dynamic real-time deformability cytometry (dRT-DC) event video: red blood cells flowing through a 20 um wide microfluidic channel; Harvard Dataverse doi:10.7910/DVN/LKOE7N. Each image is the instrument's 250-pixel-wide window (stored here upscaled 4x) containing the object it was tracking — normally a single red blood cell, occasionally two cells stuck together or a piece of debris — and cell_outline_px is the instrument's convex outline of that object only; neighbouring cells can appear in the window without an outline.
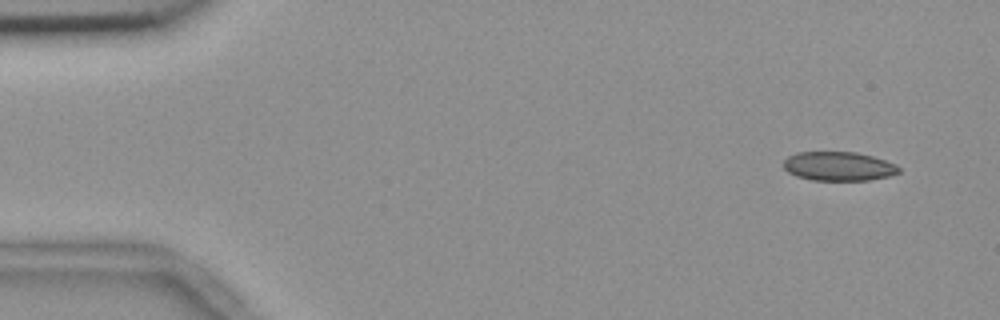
{"species": "common noctule bat (a hibernating species)", "species_latin": "Nyctalus noctula", "temperature_condition": "room temperature", "stored_images_in_passage": 7, "camera_frame_rate_fps": 3000, "um_per_image_px": 0.085, "animal": {"sex": "female", "body_mass_g": 18.4}, "frame": {"image": 1, "passage_image": 1, "time_ms": 0.0, "image_size_px": [1000, 320], "cell_outline_px": [[900, 172], [888, 176], [868, 180], [812, 180], [796, 176], [788, 172], [784, 168], [784, 160], [788, 156], [796, 152], [856, 152], [872, 156], [896, 164], [900, 168]], "centroid_in_image_um": [71.27, 14.13], "position_along_channel_um": 13.7, "area_um2": 19.48}}
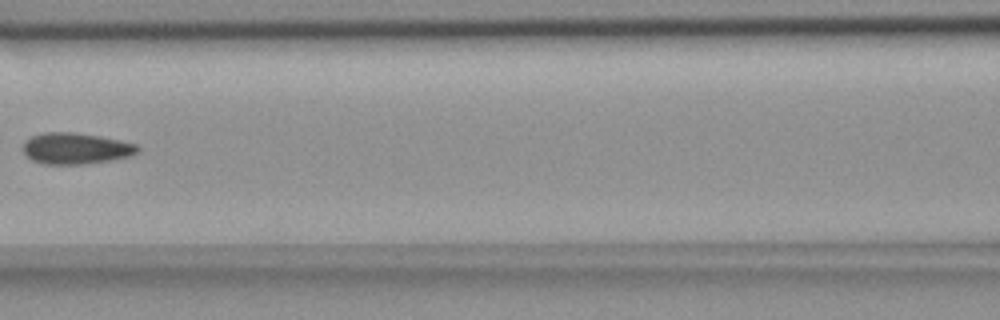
{"frame": {"image": 2, "passage_image": 6, "time_ms": 1.667, "image_size_px": [1000, 320], "cell_outline_px": [[140, 148], [132, 156], [112, 160], [84, 164], [44, 164], [32, 160], [24, 152], [24, 140], [32, 136], [44, 132], [72, 132], [100, 136], [136, 144]], "centroid_in_image_um": [6.44, 12.62], "position_along_channel_um": 160.2, "area_um2": 20.81}}
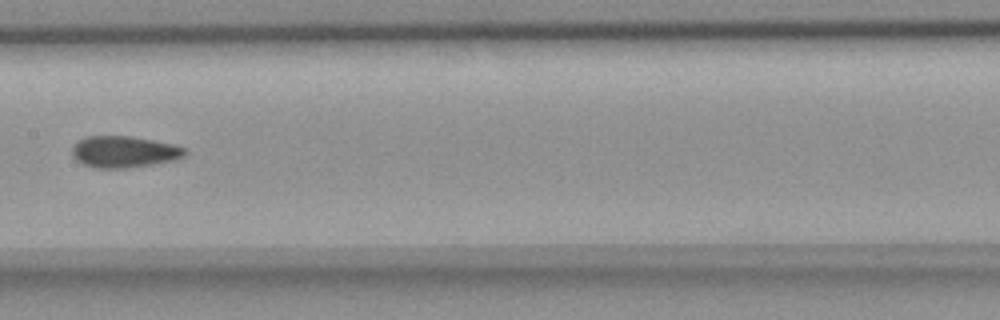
{"frame": {"image": 3, "passage_image": 7, "time_ms": 2.0, "image_size_px": [1000, 320], "cell_outline_px": [[188, 152], [184, 156], [176, 160], [128, 168], [92, 168], [76, 160], [72, 156], [72, 148], [84, 136], [128, 136], [152, 140], [172, 144], [184, 148]], "centroid_in_image_um": [10.54, 12.91], "position_along_channel_um": 196.9, "area_um2": 20.69}}